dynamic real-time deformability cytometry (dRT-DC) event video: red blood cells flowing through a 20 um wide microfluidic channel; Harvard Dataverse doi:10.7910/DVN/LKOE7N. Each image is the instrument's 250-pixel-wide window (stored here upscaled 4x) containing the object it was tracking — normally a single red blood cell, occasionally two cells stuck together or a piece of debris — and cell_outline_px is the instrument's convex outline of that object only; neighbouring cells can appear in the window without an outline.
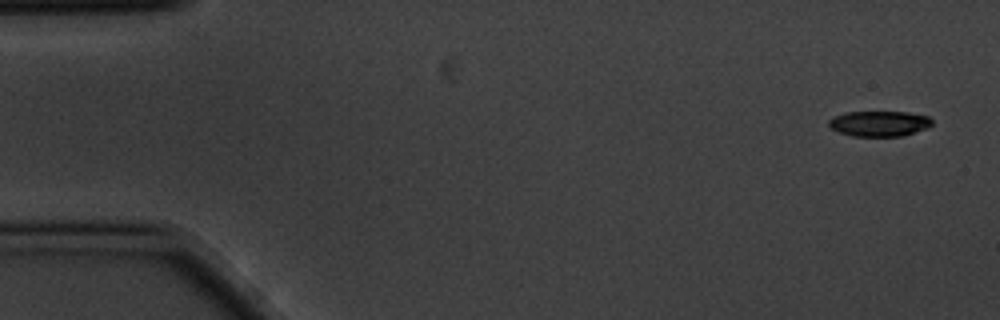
{"species": "common noctule bat (a hibernating species)", "species_latin": "Nyctalus noctula", "temperature_condition": "cold", "stored_images_in_passage": 5, "camera_frame_rate_fps": 3000, "um_per_image_px": 0.085, "animal": {"sex": "male", "body_mass_g": 20.1, "forearm_length_mm": 53.5}, "frame": {"image": 1, "passage_image": 1, "time_ms": 0.0, "image_size_px": [1000, 320], "cell_outline_px": [[932, 124], [928, 128], [900, 136], [852, 136], [840, 132], [832, 128], [828, 124], [828, 120], [832, 116], [844, 112], [908, 112], [928, 116], [932, 120]], "centroid_in_image_um": [74.72, 10.49], "position_along_channel_um": 10.3, "area_um2": 15.32}}
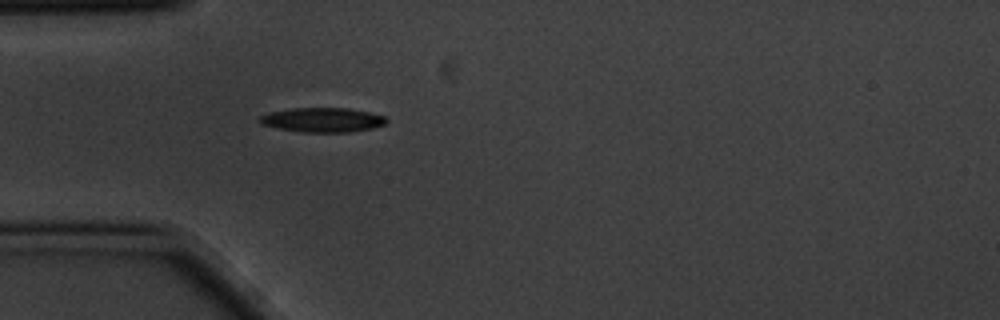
{"frame": {"image": 2, "passage_image": 5, "time_ms": 1.333, "image_size_px": [1000, 320], "cell_outline_px": [[388, 120], [384, 124], [372, 128], [348, 132], [300, 132], [260, 124], [256, 120], [260, 116], [268, 112], [292, 108], [348, 108], [368, 112], [384, 116]], "centroid_in_image_um": [27.37, 10.19], "position_along_channel_um": 57.6, "area_um2": 18.03}}